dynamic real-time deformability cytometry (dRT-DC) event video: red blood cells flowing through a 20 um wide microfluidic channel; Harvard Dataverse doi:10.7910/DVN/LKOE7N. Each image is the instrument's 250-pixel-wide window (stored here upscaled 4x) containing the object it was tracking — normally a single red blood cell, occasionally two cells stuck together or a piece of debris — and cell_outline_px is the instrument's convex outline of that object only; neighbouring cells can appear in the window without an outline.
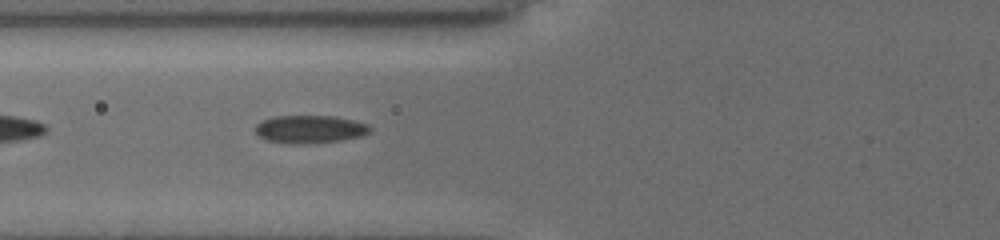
{"species": "common noctule bat (a hibernating species)", "species_latin": "Nyctalus noctula", "temperature_condition": "cold", "stored_images_in_passage": 37, "camera_frame_rate_fps": 3000, "um_per_image_px": 0.085, "animal": {"sex": "female", "body_mass_g": 19.5, "forearm_length_mm": 54.1}, "frame": {"image": 1, "passage_image": 5, "time_ms": 1.333, "image_size_px": [1000, 240], "cell_outline_px": [[372, 132], [360, 136], [340, 140], [308, 144], [292, 144], [264, 140], [256, 136], [256, 124], [264, 120], [276, 116], [332, 116], [352, 120], [368, 124], [372, 128]], "centroid_in_image_um": [26.33, 10.99], "position_along_channel_um": 99.5, "area_um2": 18.73}}
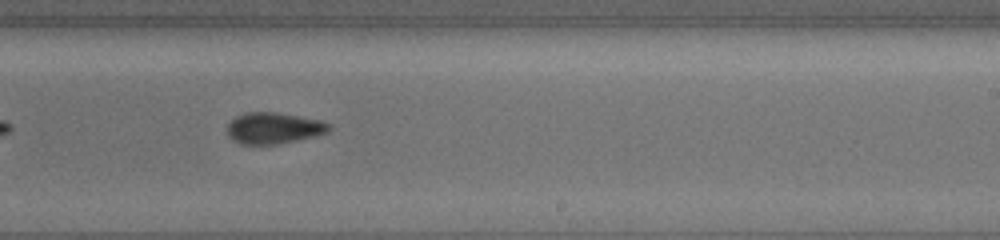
{"frame": {"image": 2, "passage_image": 18, "time_ms": 5.667, "image_size_px": [1000, 240], "cell_outline_px": [[332, 128], [328, 132], [316, 136], [280, 144], [240, 144], [232, 140], [228, 136], [228, 124], [236, 116], [248, 112], [276, 112], [320, 120], [332, 124]], "centroid_in_image_um": [23.29, 10.9], "position_along_channel_um": 265.7, "area_um2": 18.67}}
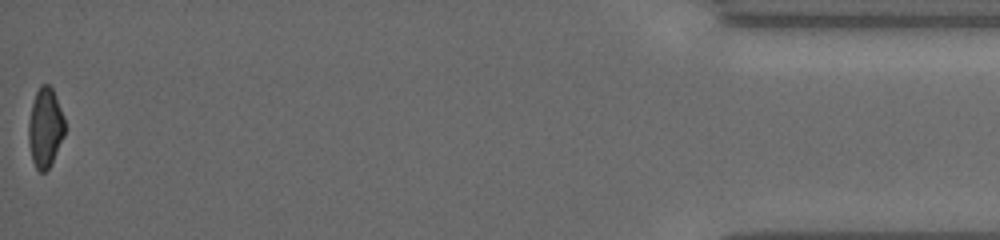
{"frame": {"image": 3, "passage_image": 37, "time_ms": 12.0, "image_size_px": [1000, 240], "cell_outline_px": [[64, 136], [52, 164], [44, 172], [40, 172], [36, 168], [32, 160], [28, 144], [28, 120], [32, 104], [36, 92], [40, 84], [48, 84], [52, 88], [60, 108], [64, 120]], "centroid_in_image_um": [3.82, 10.88], "position_along_channel_um": 431.4, "area_um2": 16.82}, "authors_computed_cell_mechanics": {"area_um2": 17.6868, "velocity_mm_per_s": 3.8437, "shape_relaxation_time_tau1_ms": 3.1424, "shape_relaxation_time_tau2_ms": 7.0666, "deformation_change_tau1": 0.1167, "deformation_change_tau2": 0.1202}}